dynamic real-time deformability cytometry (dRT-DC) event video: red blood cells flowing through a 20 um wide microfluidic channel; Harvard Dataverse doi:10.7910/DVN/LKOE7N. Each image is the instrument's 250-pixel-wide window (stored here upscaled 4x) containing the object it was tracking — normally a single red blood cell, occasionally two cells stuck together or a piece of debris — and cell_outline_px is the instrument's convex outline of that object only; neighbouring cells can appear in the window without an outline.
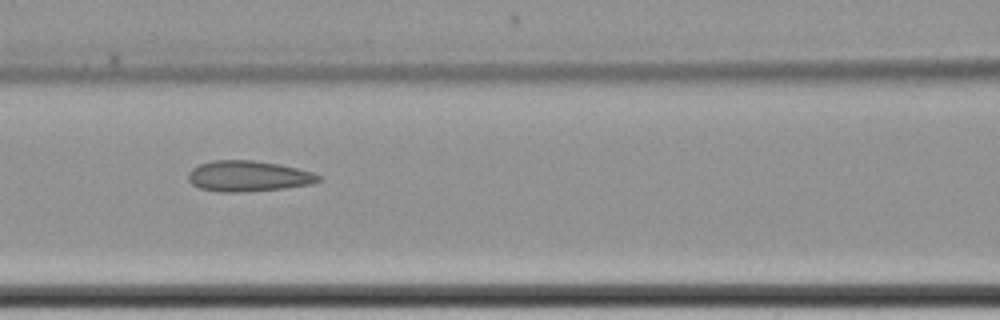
{"species": "common noctule bat (a hibernating species)", "species_latin": "Nyctalus noctula", "temperature_condition": "cold", "stored_images_in_passage": 10, "segment_of_instrument_passage": [1, 2], "camera_frame_rate_fps": 3000, "um_per_image_px": 0.085, "animal": {"sex": "female", "body_mass_g": 22.7, "forearm_length_mm": 54.2}, "frame": {"image": 1, "passage_image": 6, "time_ms": 6.0, "image_size_px": [1000, 320], "cell_outline_px": [[320, 180], [312, 184], [284, 188], [240, 192], [220, 192], [200, 188], [192, 184], [188, 180], [188, 172], [192, 168], [200, 164], [212, 160], [252, 160], [280, 164], [312, 172], [320, 176]], "centroid_in_image_um": [21.08, 14.97], "position_along_channel_um": 145.5, "area_um2": 23.29}}
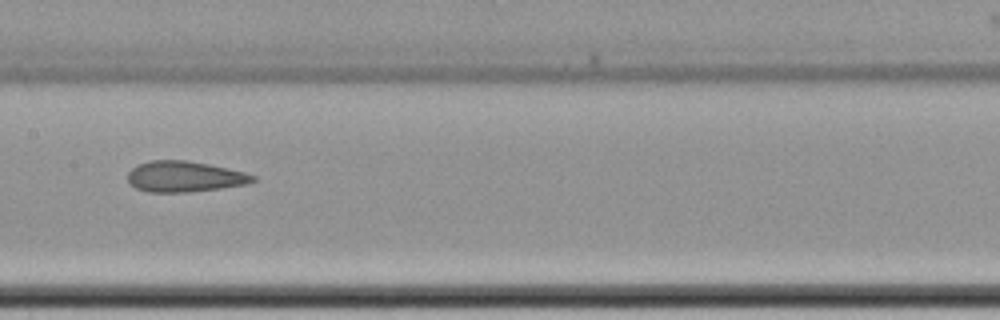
{"frame": {"image": 2, "passage_image": 7, "time_ms": 7.333, "image_size_px": [1000, 320], "cell_outline_px": [[256, 180], [248, 184], [220, 188], [188, 192], [148, 192], [136, 188], [128, 180], [128, 172], [136, 164], [148, 160], [188, 160], [228, 168], [244, 172], [256, 176]], "centroid_in_image_um": [15.68, 15.0], "position_along_channel_um": 191.7, "area_um2": 22.54}}
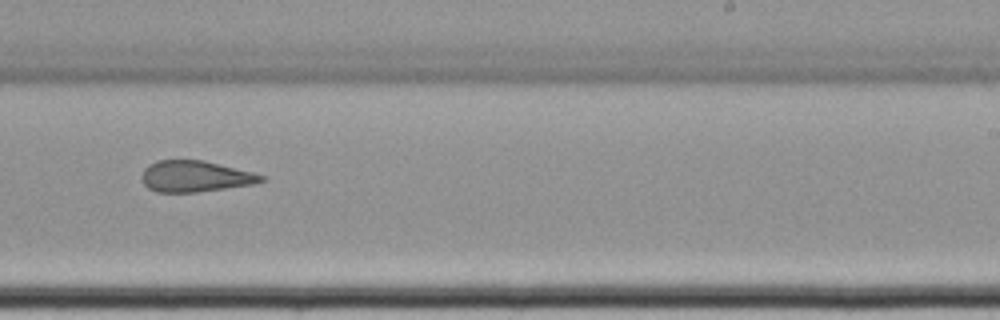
{"frame": {"image": 3, "passage_image": 9, "time_ms": 9.667, "image_size_px": [1000, 320], "cell_outline_px": [[268, 180], [252, 184], [196, 192], [156, 192], [148, 188], [144, 184], [144, 168], [156, 160], [204, 160], [252, 172], [264, 176]], "centroid_in_image_um": [16.61, 14.98], "position_along_channel_um": 272.4, "area_um2": 21.44}}